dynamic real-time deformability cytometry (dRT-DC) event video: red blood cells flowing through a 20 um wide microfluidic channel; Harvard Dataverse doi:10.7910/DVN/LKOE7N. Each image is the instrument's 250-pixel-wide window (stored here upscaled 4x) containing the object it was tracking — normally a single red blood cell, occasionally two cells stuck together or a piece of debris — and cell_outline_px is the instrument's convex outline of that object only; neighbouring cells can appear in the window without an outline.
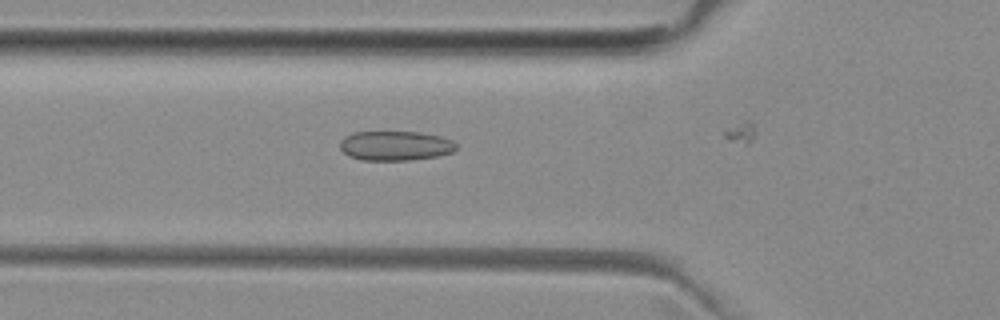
{"species": "common noctule bat (a hibernating species)", "species_latin": "Nyctalus noctula", "temperature_condition": "room temperature", "stored_images_in_passage": 8, "camera_frame_rate_fps": 3000, "um_per_image_px": 0.085, "animal": {"sex": "female", "body_mass_g": 29.2, "forearm_length_mm": 56.3}, "frame": {"image": 1, "passage_image": 3, "time_ms": 0.667, "image_size_px": [1000, 320], "cell_outline_px": [[456, 148], [452, 152], [436, 156], [408, 160], [360, 160], [348, 156], [340, 148], [340, 140], [344, 136], [352, 132], [420, 132], [440, 136], [452, 140], [456, 144]], "centroid_in_image_um": [33.56, 12.38], "position_along_channel_um": 92.2, "area_um2": 20.06}}
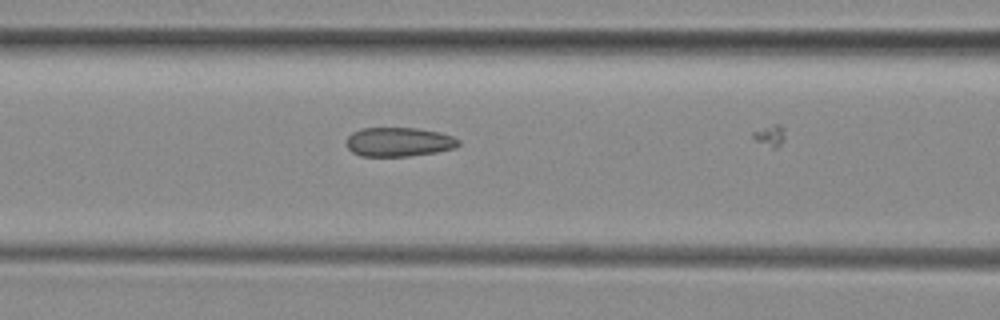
{"frame": {"image": 2, "passage_image": 6, "time_ms": 1.667, "image_size_px": [1000, 320], "cell_outline_px": [[460, 144], [456, 148], [436, 152], [408, 156], [360, 156], [352, 152], [348, 148], [344, 140], [352, 132], [360, 128], [416, 128], [440, 132], [452, 136], [460, 140]], "centroid_in_image_um": [33.88, 12.06], "position_along_channel_um": 132.7, "area_um2": 19.25}}